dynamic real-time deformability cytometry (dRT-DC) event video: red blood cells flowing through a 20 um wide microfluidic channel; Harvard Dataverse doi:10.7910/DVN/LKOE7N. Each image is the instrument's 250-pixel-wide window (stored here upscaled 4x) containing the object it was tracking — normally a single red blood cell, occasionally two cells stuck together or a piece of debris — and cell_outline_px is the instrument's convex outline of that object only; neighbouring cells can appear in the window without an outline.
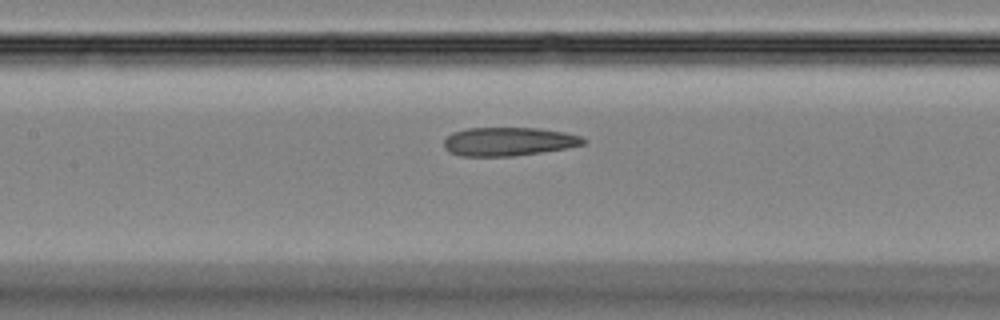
{"species": "Egyptian fruit bat (a non-hibernating species)", "species_latin": "Rousettus aegyptiacus", "temperature_condition": "room temperature", "stored_images_in_passage": 45, "camera_frame_rate_fps": 3000, "um_per_image_px": 0.085, "animal": {"sex": "female"}, "frame": {"image": 1, "passage_image": 21, "time_ms": 6.667, "image_size_px": [1000, 320], "cell_outline_px": [[588, 140], [584, 144], [568, 148], [512, 156], [460, 156], [448, 152], [444, 148], [444, 140], [452, 132], [464, 128], [540, 128], [564, 132], [580, 136]], "centroid_in_image_um": [43.21, 12.03], "position_along_channel_um": 164.2, "area_um2": 23.35}}
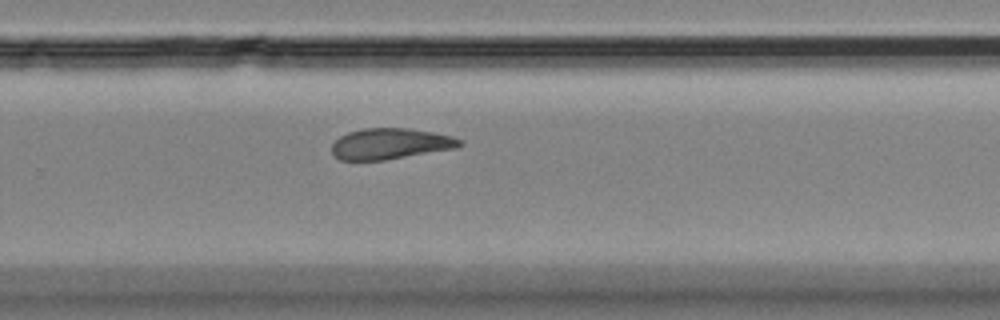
{"frame": {"image": 2, "passage_image": 30, "time_ms": 9.667, "image_size_px": [1000, 320], "cell_outline_px": [[464, 144], [456, 148], [384, 160], [340, 160], [332, 156], [332, 144], [340, 136], [348, 132], [364, 128], [408, 128], [432, 132], [452, 136], [464, 140]], "centroid_in_image_um": [33.18, 12.22], "position_along_channel_um": 296.6, "area_um2": 23.12}}
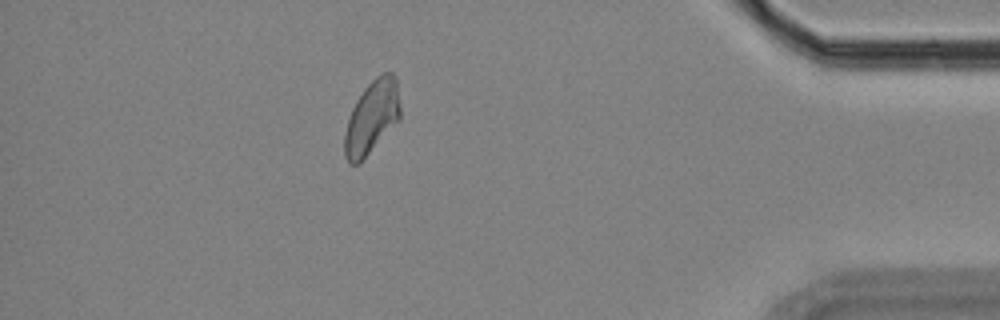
{"frame": {"image": 3, "passage_image": 40, "time_ms": 13.0, "image_size_px": [1000, 320], "cell_outline_px": [[400, 120], [360, 164], [348, 164], [344, 156], [344, 132], [352, 108], [356, 100], [364, 88], [376, 76], [384, 72], [392, 72], [396, 76], [400, 108]], "centroid_in_image_um": [31.6, 9.99], "position_along_channel_um": 403.6, "area_um2": 24.16}}